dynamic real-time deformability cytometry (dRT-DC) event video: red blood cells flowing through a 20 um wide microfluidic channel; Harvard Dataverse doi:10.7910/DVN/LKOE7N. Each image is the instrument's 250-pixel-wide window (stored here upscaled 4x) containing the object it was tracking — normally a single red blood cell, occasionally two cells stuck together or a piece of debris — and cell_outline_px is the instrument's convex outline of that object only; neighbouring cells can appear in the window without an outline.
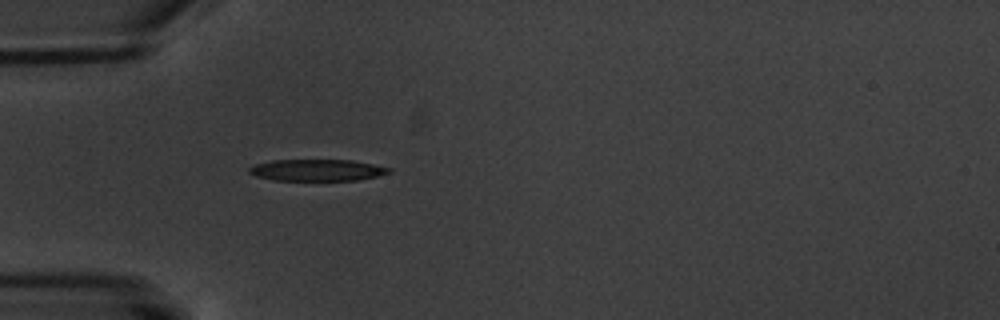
{"species": "common noctule bat (a hibernating species)", "species_latin": "Nyctalus noctula", "temperature_condition": "warm", "stored_images_in_passage": 1, "camera_frame_rate_fps": 3000, "um_per_image_px": 0.085, "animal": {"sex": "male", "body_mass_g": 20.1, "forearm_length_mm": 53.5}, "frame": {"image": 1, "passage_image": 1, "time_ms": 0.0, "image_size_px": [1000, 320], "cell_outline_px": [[392, 172], [360, 180], [272, 180], [256, 176], [248, 172], [248, 168], [256, 164], [272, 160], [352, 160], [392, 168]], "centroid_in_image_um": [26.96, 14.46], "position_along_channel_um": 58.0, "area_um2": 17.57}}